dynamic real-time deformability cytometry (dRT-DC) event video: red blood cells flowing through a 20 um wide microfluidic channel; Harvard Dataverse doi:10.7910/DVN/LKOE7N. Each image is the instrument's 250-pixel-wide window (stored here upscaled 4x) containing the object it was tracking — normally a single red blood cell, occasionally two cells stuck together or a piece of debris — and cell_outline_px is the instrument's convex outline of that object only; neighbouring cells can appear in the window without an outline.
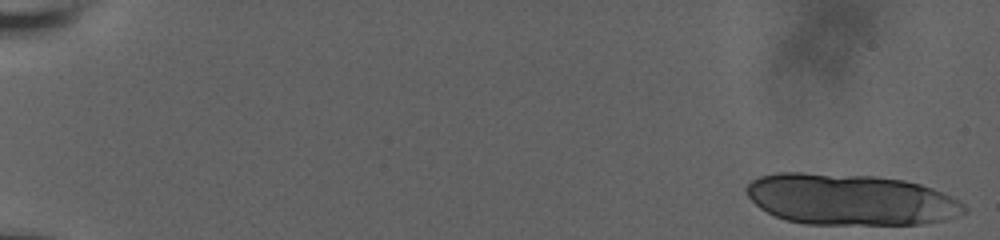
{"species": "human", "species_latin": "Homo sapiens", "temperature_condition": "room temperature", "stored_images_in_passage": 20, "camera_frame_rate_fps": 3000, "um_per_image_px": 0.085, "donor": {"sex": "male"}, "frame": {"image": 1, "passage_image": 1, "time_ms": 0.0, "image_size_px": [1000, 240], "cell_outline_px": [[968, 212], [944, 220], [920, 224], [804, 224], [784, 220], [760, 208], [748, 196], [744, 188], [752, 180], [760, 176], [776, 172], [804, 172], [876, 176], [904, 180], [920, 184], [932, 188], [960, 200], [968, 208]], "centroid_in_image_um": [72.28, 16.95], "position_along_channel_um": 12.7, "area_um2": 65.37}}